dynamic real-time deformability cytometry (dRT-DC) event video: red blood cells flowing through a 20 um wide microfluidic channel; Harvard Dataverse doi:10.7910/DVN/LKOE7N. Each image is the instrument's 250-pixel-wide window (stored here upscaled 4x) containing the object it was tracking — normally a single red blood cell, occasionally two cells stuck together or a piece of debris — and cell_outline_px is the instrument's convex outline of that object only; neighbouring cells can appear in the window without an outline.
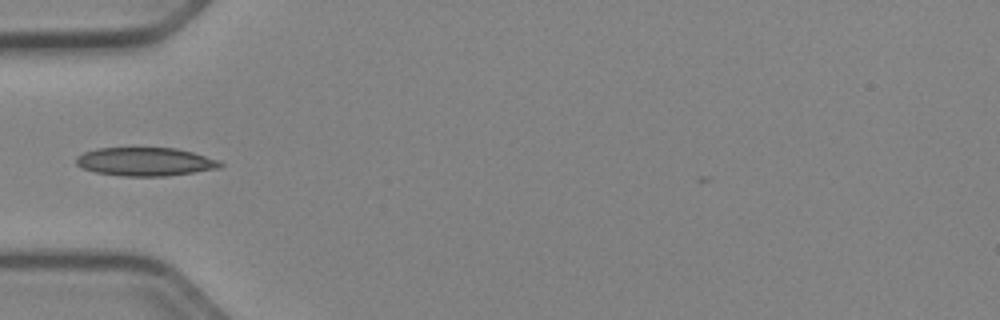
{"species": "Egyptian fruit bat (a non-hibernating species)", "species_latin": "Rousettus aegyptiacus", "temperature_condition": "cold", "stored_images_in_passage": 32, "camera_frame_rate_fps": 3000, "um_per_image_px": 0.085, "animal": {"sex": "female"}, "frame": {"image": 1, "passage_image": 1, "time_ms": 0.0, "image_size_px": [1000, 320], "cell_outline_px": [[224, 164], [220, 168], [168, 176], [124, 176], [96, 172], [80, 168], [76, 164], [76, 156], [84, 152], [96, 148], [176, 148], [192, 152], [220, 160]], "centroid_in_image_um": [12.34, 13.74], "position_along_channel_um": 72.7, "area_um2": 23.99}}
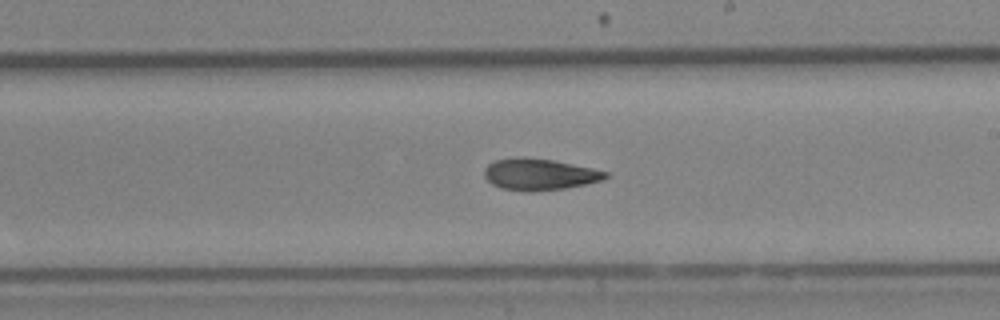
{"frame": {"image": 2, "passage_image": 14, "time_ms": 4.333, "image_size_px": [1000, 320], "cell_outline_px": [[612, 176], [604, 180], [564, 188], [532, 192], [500, 188], [492, 184], [484, 176], [484, 168], [488, 164], [496, 160], [552, 160], [592, 168], [608, 172]], "centroid_in_image_um": [45.91, 14.87], "position_along_channel_um": 243.1, "area_um2": 21.5}}
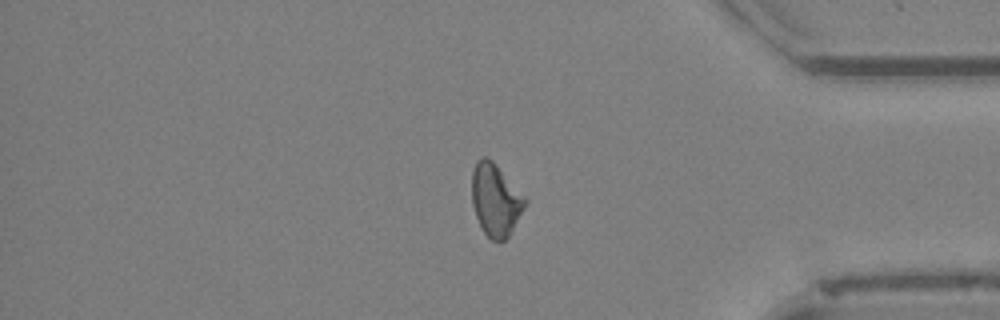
{"frame": {"image": 3, "passage_image": 27, "time_ms": 8.667, "image_size_px": [1000, 320], "cell_outline_px": [[528, 204], [508, 236], [504, 240], [492, 240], [484, 232], [476, 216], [472, 204], [472, 168], [476, 160], [480, 156], [488, 156], [496, 164], [528, 200]], "centroid_in_image_um": [42.12, 16.94], "position_along_channel_um": 393.1, "area_um2": 22.48}, "authors_computed_cell_mechanics": {"area_um2": 22.2819, "velocity_mm_per_s": 3.9598, "shape_relaxation_time_tau1_ms": 6.8135, "shape_relaxation_time_tau2_ms": 7.8934, "deformation_change_tau1": 0.1342, "deformation_change_tau2": 0.1382}}